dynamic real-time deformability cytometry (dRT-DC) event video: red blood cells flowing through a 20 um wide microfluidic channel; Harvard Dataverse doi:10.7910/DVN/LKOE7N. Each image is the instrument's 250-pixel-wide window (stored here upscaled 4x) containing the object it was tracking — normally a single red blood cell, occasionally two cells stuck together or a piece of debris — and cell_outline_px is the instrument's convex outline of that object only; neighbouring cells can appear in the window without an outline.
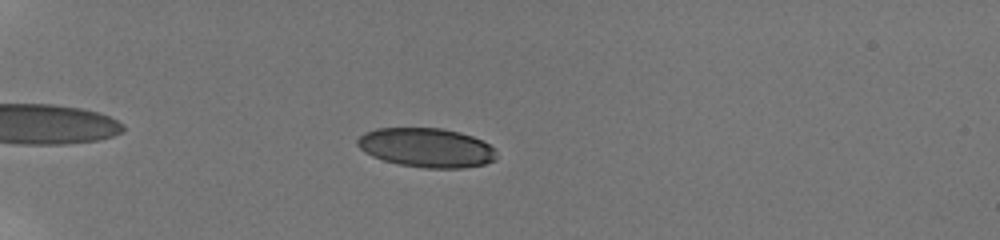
{"species": "human", "species_latin": "Homo sapiens", "temperature_condition": "room temperature", "stored_images_in_passage": 48, "camera_frame_rate_fps": 3000, "um_per_image_px": 0.085, "donor": {"sex": "male"}, "frame": {"image": 1, "passage_image": 10, "time_ms": 3.0, "image_size_px": [1000, 240], "cell_outline_px": [[496, 160], [484, 164], [464, 168], [424, 168], [400, 164], [384, 160], [372, 156], [364, 152], [356, 144], [356, 140], [364, 132], [376, 128], [440, 128], [460, 132], [472, 136], [488, 144], [492, 148], [496, 156]], "centroid_in_image_um": [36.22, 12.55], "position_along_channel_um": 48.8, "area_um2": 31.73}}
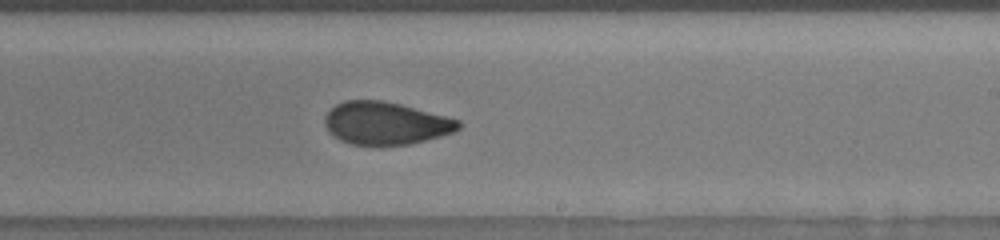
{"frame": {"image": 2, "passage_image": 30, "time_ms": 9.667, "image_size_px": [1000, 240], "cell_outline_px": [[460, 128], [452, 132], [440, 136], [412, 144], [380, 148], [352, 144], [340, 140], [332, 136], [328, 132], [324, 124], [324, 116], [336, 104], [344, 100], [384, 100], [400, 104], [460, 120]], "centroid_in_image_um": [32.73, 10.51], "position_along_channel_um": 256.3, "area_um2": 33.93}}
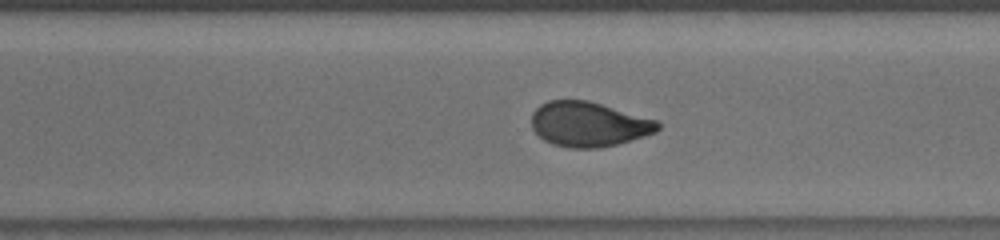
{"frame": {"image": 3, "passage_image": 35, "time_ms": 11.333, "image_size_px": [1000, 240], "cell_outline_px": [[660, 128], [656, 132], [644, 136], [616, 144], [600, 148], [572, 148], [552, 144], [544, 140], [532, 128], [532, 112], [540, 104], [548, 100], [588, 100], [656, 120], [660, 124]], "centroid_in_image_um": [50.01, 10.55], "position_along_channel_um": 320.6, "area_um2": 32.83}, "authors_computed_cell_mechanics": {"area_um2": 33.1772, "velocity_mm_per_s": 3.8701, "shape_relaxation_time_tau1_ms": 5.216, "shape_relaxation_time_tau2_ms": 1.3414, "deformation_change_tau1": 0.1556, "deformation_change_tau2": 0.0712}}